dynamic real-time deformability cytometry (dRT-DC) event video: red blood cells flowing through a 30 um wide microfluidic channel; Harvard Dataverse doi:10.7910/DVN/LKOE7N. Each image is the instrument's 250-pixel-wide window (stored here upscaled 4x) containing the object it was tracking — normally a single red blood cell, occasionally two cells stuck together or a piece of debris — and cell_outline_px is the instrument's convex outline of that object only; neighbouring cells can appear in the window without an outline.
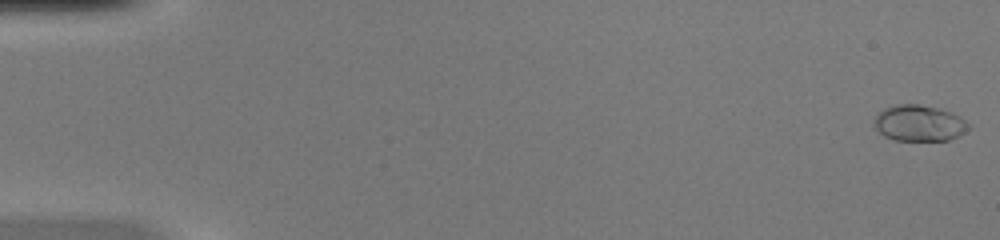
{"species": "common noctule bat (a hibernating species)", "species_latin": "Nyctalus noctula", "temperature_condition": "warm", "stored_images_in_passage": 51, "camera_frame_rate_fps": 3000, "um_per_image_px": 0.085, "animal": {"sex": "female", "body_mass_g": 20.0, "forearm_length_mm": 54.0}, "frame": {"image": 1, "passage_image": 1, "time_ms": 0.0, "image_size_px": [1000, 240], "cell_outline_px": [[968, 128], [964, 132], [948, 140], [896, 140], [884, 136], [872, 124], [872, 120], [884, 108], [900, 104], [916, 104], [936, 108], [952, 112], [960, 116], [968, 124]], "centroid_in_image_um": [78.09, 10.46], "position_along_channel_um": 6.9, "area_um2": 19.59}}
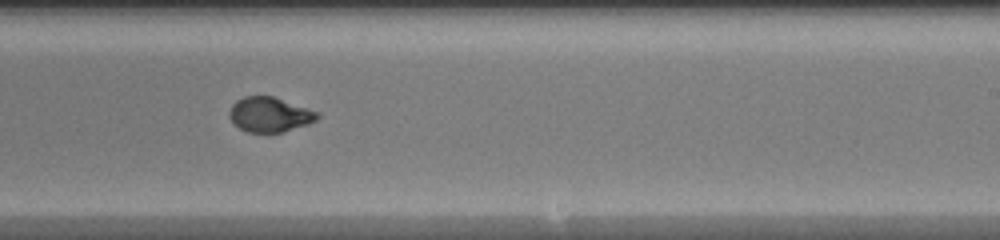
{"frame": {"image": 2, "passage_image": 32, "time_ms": 10.333, "image_size_px": [1000, 240], "cell_outline_px": [[320, 116], [316, 120], [308, 124], [284, 132], [248, 132], [240, 128], [228, 116], [228, 112], [232, 104], [236, 100], [244, 96], [272, 96], [320, 112]], "centroid_in_image_um": [22.93, 9.73], "position_along_channel_um": 266.1, "area_um2": 17.86}}
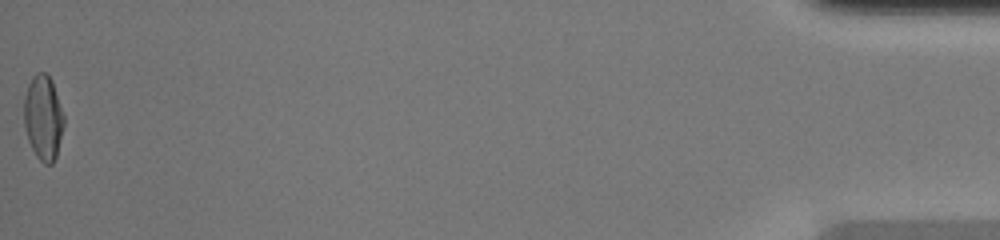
{"frame": {"image": 3, "passage_image": 51, "time_ms": 16.667, "image_size_px": [1000, 240], "cell_outline_px": [[64, 124], [56, 156], [52, 164], [44, 164], [36, 156], [28, 140], [24, 128], [24, 96], [28, 84], [32, 76], [36, 72], [44, 72], [52, 80], [64, 116]], "centroid_in_image_um": [3.66, 9.99], "position_along_channel_um": 431.5, "area_um2": 19.77}, "authors_computed_cell_mechanics": {"area_um2": 18.496, "velocity_mm_per_s": 4.129, "shape_relaxation_time_tau1_ms": 5.7463, "shape_relaxation_time_tau2_ms": null, "deformation_change_tau1": 0.2428, "deformation_change_tau2": null}}